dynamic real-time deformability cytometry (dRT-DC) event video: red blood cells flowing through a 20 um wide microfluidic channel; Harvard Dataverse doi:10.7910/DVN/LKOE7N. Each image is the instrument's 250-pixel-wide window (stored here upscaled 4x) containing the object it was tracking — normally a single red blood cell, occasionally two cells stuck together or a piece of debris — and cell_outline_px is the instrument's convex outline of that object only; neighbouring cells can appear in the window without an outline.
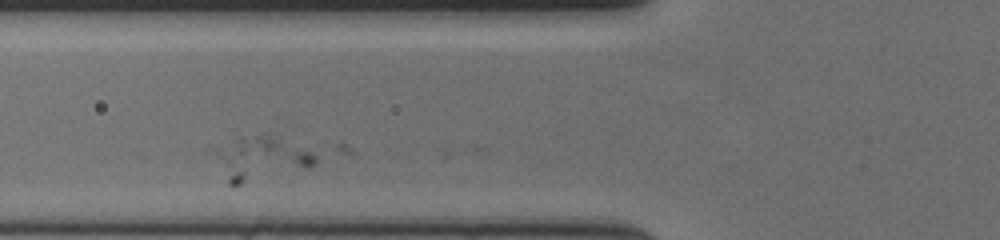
{"species": "human", "species_latin": "Homo sapiens", "temperature_condition": "cold", "stored_images_in_passage": 21, "camera_frame_rate_fps": 3000, "um_per_image_px": 0.085, "donor": {"sex": "female"}, "frame": {"image": 1, "passage_image": 7, "time_ms": 2.0, "image_size_px": [1000, 240], "cell_outline_px": [[316, 160], [308, 168], [240, 184], [228, 184], [212, 148], [240, 136], [260, 132], [268, 132], [312, 152], [316, 156]], "centroid_in_image_um": [22.13, 13.4], "position_along_channel_um": 103.7, "area_um2": 25.78}}
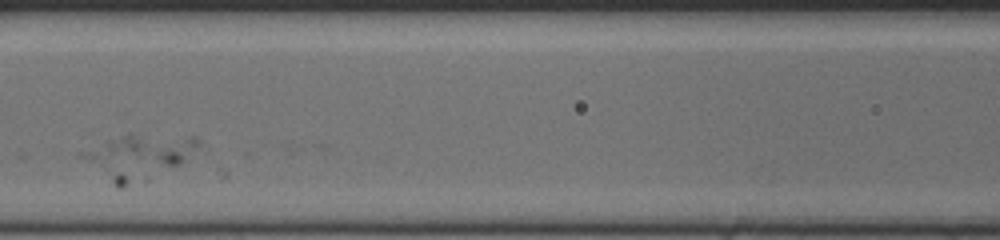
{"frame": {"image": 2, "passage_image": 12, "time_ms": 3.667, "image_size_px": [1000, 240], "cell_outline_px": [[200, 144], [180, 164], [100, 164], [88, 160], [80, 156], [80, 152], [108, 140], [128, 132], [132, 132], [196, 136], [200, 140]], "centroid_in_image_um": [12.14, 12.69], "position_along_channel_um": 154.5, "area_um2": 21.27}}